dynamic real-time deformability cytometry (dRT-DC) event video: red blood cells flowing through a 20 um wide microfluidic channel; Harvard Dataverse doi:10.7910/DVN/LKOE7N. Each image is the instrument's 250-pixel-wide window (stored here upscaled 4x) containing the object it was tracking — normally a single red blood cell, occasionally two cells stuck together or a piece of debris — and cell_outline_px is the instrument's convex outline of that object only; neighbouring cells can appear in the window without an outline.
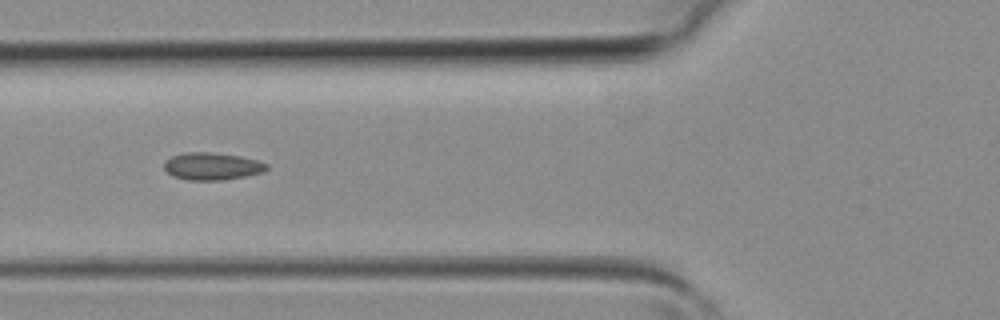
{"species": "common noctule bat (a hibernating species)", "species_latin": "Nyctalus noctula", "temperature_condition": "room temperature", "stored_images_in_passage": 3, "camera_frame_rate_fps": 3000, "um_per_image_px": 0.085, "animal": {"sex": "female", "body_mass_g": 19.3, "forearm_length_mm": 54.1}, "frame": {"image": 1, "passage_image": 3, "time_ms": 0.667, "image_size_px": [1000, 320], "cell_outline_px": [[268, 168], [264, 172], [224, 180], [188, 180], [172, 176], [164, 168], [164, 160], [172, 156], [184, 152], [212, 152], [240, 156], [256, 160], [268, 164]], "centroid_in_image_um": [18.01, 14.13], "position_along_channel_um": 107.8, "area_um2": 16.42}}